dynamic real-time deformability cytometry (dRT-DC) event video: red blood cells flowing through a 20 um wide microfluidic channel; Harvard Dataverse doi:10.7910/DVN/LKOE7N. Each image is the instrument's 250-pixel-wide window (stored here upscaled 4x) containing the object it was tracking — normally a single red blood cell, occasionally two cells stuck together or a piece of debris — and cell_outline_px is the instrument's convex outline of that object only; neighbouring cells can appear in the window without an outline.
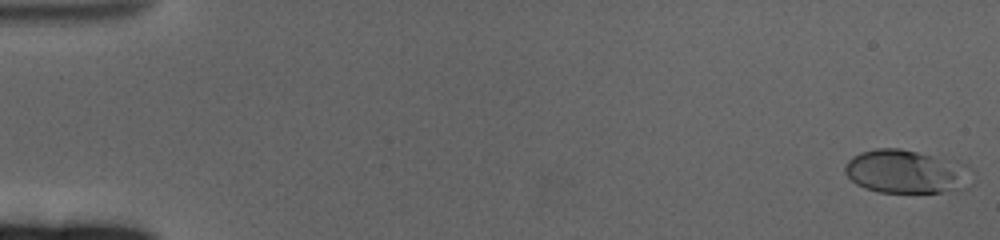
{"species": "human", "species_latin": "Homo sapiens", "temperature_condition": "cold", "stored_images_in_passage": 62, "camera_frame_rate_fps": 3000, "um_per_image_px": 0.085, "donor": {"sex": "female"}, "frame": {"image": 1, "passage_image": 1, "time_ms": 0.0, "image_size_px": [1000, 240], "cell_outline_px": [[972, 184], [964, 188], [940, 192], [880, 192], [864, 188], [856, 184], [844, 172], [844, 164], [852, 156], [860, 152], [876, 148], [900, 148], [968, 164], [972, 168]], "centroid_in_image_um": [77.05, 14.59], "position_along_channel_um": 7.9, "area_um2": 32.48}}
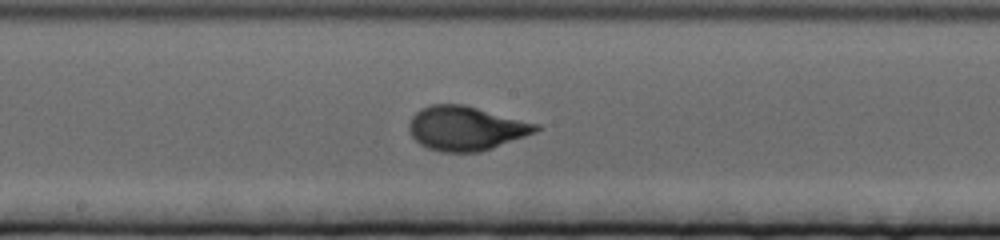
{"frame": {"image": 2, "passage_image": 34, "time_ms": 11.0, "image_size_px": [1000, 240], "cell_outline_px": [[544, 128], [536, 132], [492, 148], [480, 152], [440, 152], [428, 148], [420, 144], [412, 136], [408, 128], [408, 124], [412, 116], [420, 108], [432, 104], [464, 104], [540, 124]], "centroid_in_image_um": [39.61, 10.9], "position_along_channel_um": 208.6, "area_um2": 32.89}}
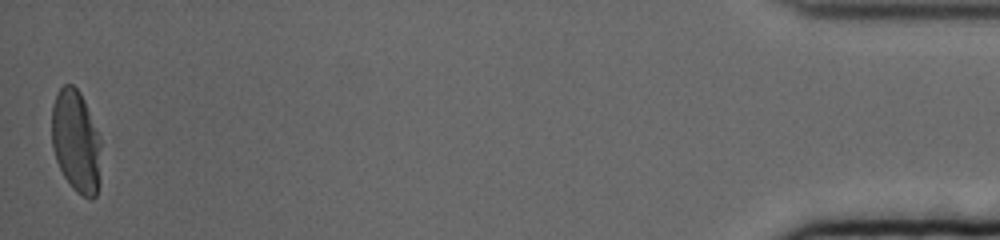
{"frame": {"image": 3, "passage_image": 62, "time_ms": 20.333, "image_size_px": [1000, 240], "cell_outline_px": [[100, 180], [96, 196], [92, 200], [76, 192], [72, 188], [64, 176], [56, 160], [52, 148], [52, 104], [56, 92], [64, 84], [72, 84], [80, 92], [84, 100], [100, 140]], "centroid_in_image_um": [6.45, 12.03], "position_along_channel_um": 428.8, "area_um2": 29.48}, "authors_computed_cell_mechanics": {"area_um2": 30.6918, "velocity_mm_per_s": 3.2685, "shape_relaxation_time_tau1_ms": 3.9042, "shape_relaxation_time_tau2_ms": null, "deformation_change_tau1": 0.1946, "deformation_change_tau2": null}}